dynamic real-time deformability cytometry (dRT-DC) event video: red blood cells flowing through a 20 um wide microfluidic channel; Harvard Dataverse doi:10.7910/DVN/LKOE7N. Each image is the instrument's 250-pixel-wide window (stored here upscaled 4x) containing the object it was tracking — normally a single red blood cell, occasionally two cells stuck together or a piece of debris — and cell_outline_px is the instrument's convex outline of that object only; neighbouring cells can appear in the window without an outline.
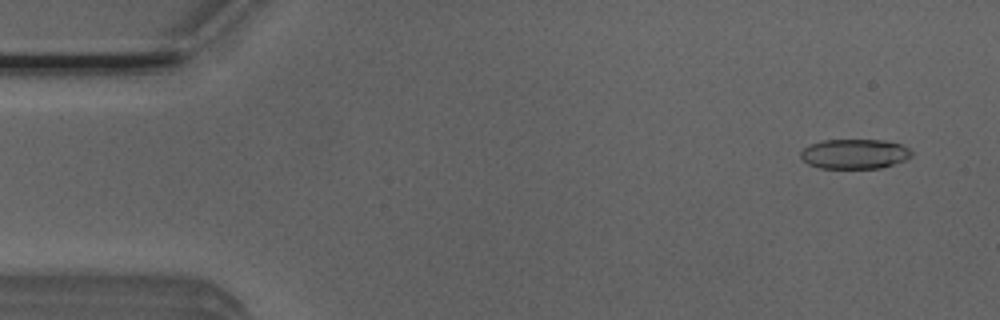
{"species": "Egyptian fruit bat (a non-hibernating species)", "species_latin": "Rousettus aegyptiacus", "temperature_condition": "room temperature", "stored_images_in_passage": 52, "camera_frame_rate_fps": 3000, "um_per_image_px": 0.085, "animal": {"sex": "male"}, "frame": {"image": 1, "passage_image": 3, "time_ms": 0.667, "image_size_px": [1000, 320], "cell_outline_px": [[912, 156], [904, 160], [880, 168], [820, 168], [808, 164], [800, 156], [800, 152], [804, 148], [812, 144], [824, 140], [880, 140], [900, 144], [908, 148], [912, 152]], "centroid_in_image_um": [72.63, 13.09], "position_along_channel_um": 12.4, "area_um2": 19.02}}
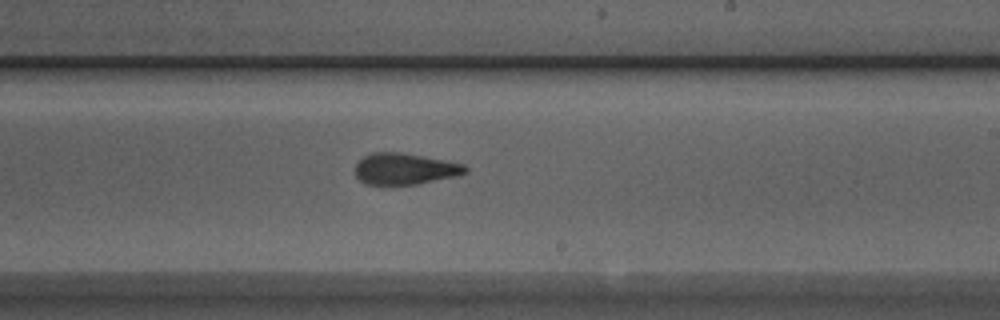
{"frame": {"image": 2, "passage_image": 30, "time_ms": 9.667, "image_size_px": [1000, 320], "cell_outline_px": [[468, 172], [456, 176], [416, 184], [364, 184], [356, 176], [356, 164], [364, 156], [372, 152], [400, 152], [464, 164], [468, 168]], "centroid_in_image_um": [34.4, 14.35], "position_along_channel_um": 254.6, "area_um2": 19.88}}
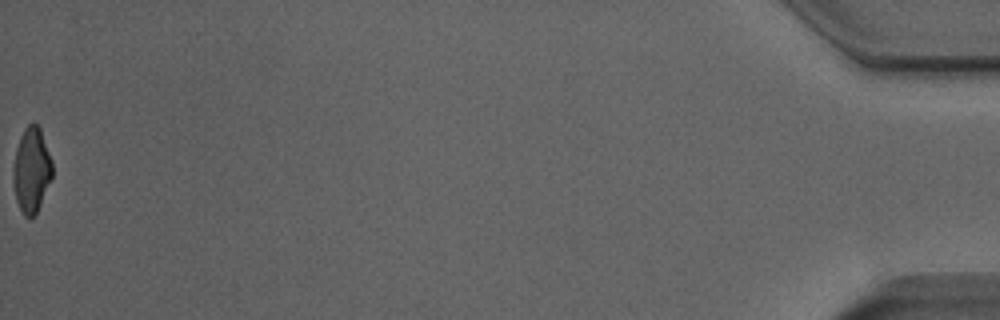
{"frame": {"image": 3, "passage_image": 52, "time_ms": 17.0, "image_size_px": [1000, 320], "cell_outline_px": [[52, 176], [40, 204], [36, 212], [32, 216], [24, 216], [16, 200], [12, 176], [12, 172], [16, 148], [20, 136], [24, 128], [28, 124], [36, 124], [40, 128], [52, 160]], "centroid_in_image_um": [2.66, 14.42], "position_along_channel_um": 432.5, "area_um2": 19.13}, "authors_computed_cell_mechanics": {"area_um2": 20.3456, "velocity_mm_per_s": 3.9241, "shape_relaxation_time_tau1_ms": null, "shape_relaxation_time_tau2_ms": 2.4212, "deformation_change_tau1": null, "deformation_change_tau2": 0.1145}}